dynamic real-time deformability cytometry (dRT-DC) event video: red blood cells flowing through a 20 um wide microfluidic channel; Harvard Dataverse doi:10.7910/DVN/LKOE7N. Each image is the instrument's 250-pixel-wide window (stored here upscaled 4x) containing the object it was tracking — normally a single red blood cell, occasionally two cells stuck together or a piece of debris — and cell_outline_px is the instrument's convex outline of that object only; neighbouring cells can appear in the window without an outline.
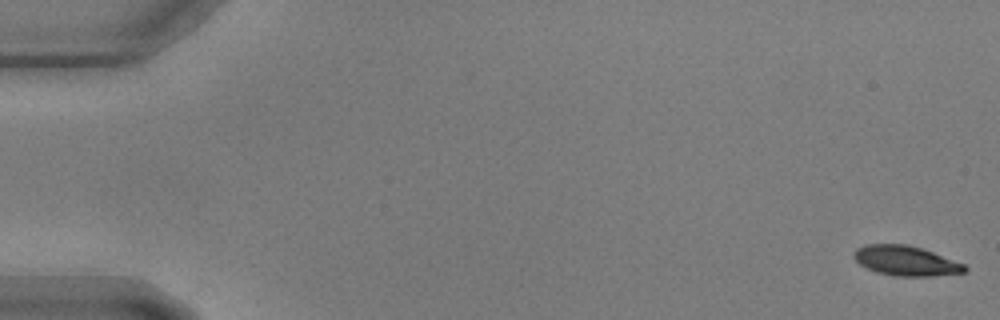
{"species": "common noctule bat (a hibernating species)", "species_latin": "Nyctalus noctula", "temperature_condition": "warm", "stored_images_in_passage": 58, "camera_frame_rate_fps": 3000, "um_per_image_px": 0.085, "animal": {"sex": "male", "body_mass_g": 17.9, "forearm_length_mm": 54.2}, "frame": {"image": 1, "passage_image": 1, "time_ms": 0.0, "image_size_px": [1000, 320], "cell_outline_px": [[968, 268], [964, 272], [932, 276], [892, 276], [876, 272], [860, 264], [852, 256], [852, 252], [856, 248], [864, 244], [908, 244], [932, 252], [964, 264]], "centroid_in_image_um": [76.94, 22.16], "position_along_channel_um": 8.1, "area_um2": 19.25}}
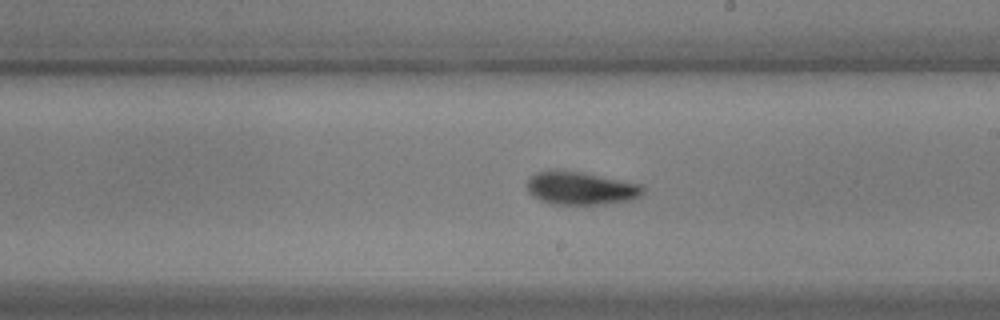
{"frame": {"image": 2, "passage_image": 34, "time_ms": 11.0, "image_size_px": [1000, 320], "cell_outline_px": [[644, 192], [640, 196], [632, 200], [604, 204], [552, 204], [540, 200], [532, 196], [528, 192], [528, 180], [536, 172], [552, 168], [556, 168], [580, 172], [644, 184]], "centroid_in_image_um": [49.37, 15.98], "position_along_channel_um": 239.6, "area_um2": 22.66}}
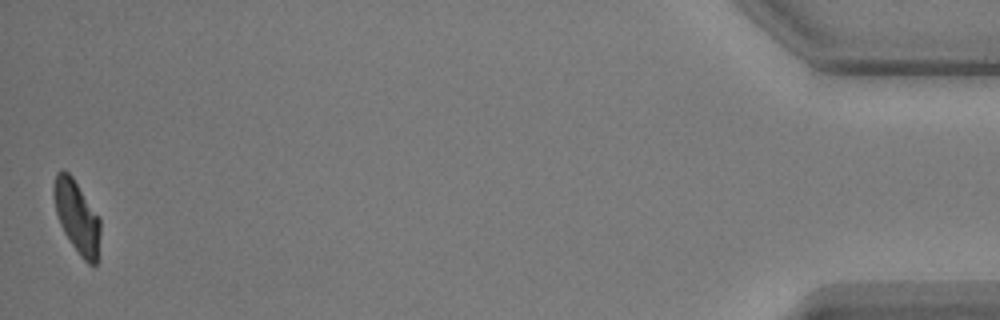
{"frame": {"image": 3, "passage_image": 58, "time_ms": 19.0, "image_size_px": [1000, 320], "cell_outline_px": [[100, 236], [96, 264], [88, 264], [80, 256], [64, 232], [60, 224], [56, 212], [52, 192], [52, 188], [56, 172], [64, 168], [72, 176], [100, 216]], "centroid_in_image_um": [6.53, 18.38], "position_along_channel_um": 428.7, "area_um2": 19.83}}